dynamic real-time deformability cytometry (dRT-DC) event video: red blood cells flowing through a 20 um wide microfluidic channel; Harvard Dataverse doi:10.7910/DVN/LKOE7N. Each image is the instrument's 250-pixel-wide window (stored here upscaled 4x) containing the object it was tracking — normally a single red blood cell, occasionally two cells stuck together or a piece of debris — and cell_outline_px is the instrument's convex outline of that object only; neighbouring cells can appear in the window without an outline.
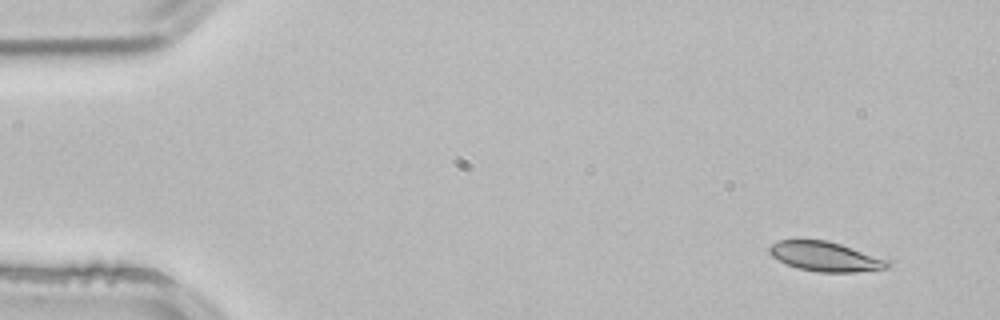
{"species": "common noctule bat (a hibernating species)", "species_latin": "Nyctalus noctula", "temperature_condition": "room temperature", "stored_images_in_passage": 4, "segment_of_instrument_passage": [2, 2], "camera_frame_rate_fps": 3000, "um_per_image_px": 0.085, "animal": {"sex": "male", "body_mass_g": 21.5, "forearm_length_mm": 52.0}, "frame": {"image": 1, "passage_image": 4, "time_ms": 1.0, "image_size_px": [1000, 320], "cell_outline_px": [[892, 268], [856, 272], [820, 272], [800, 268], [788, 264], [772, 256], [768, 252], [768, 248], [776, 240], [828, 240], [888, 260], [892, 264]], "centroid_in_image_um": [70.18, 21.81], "position_along_channel_um": 14.8, "area_um2": 20.23}}